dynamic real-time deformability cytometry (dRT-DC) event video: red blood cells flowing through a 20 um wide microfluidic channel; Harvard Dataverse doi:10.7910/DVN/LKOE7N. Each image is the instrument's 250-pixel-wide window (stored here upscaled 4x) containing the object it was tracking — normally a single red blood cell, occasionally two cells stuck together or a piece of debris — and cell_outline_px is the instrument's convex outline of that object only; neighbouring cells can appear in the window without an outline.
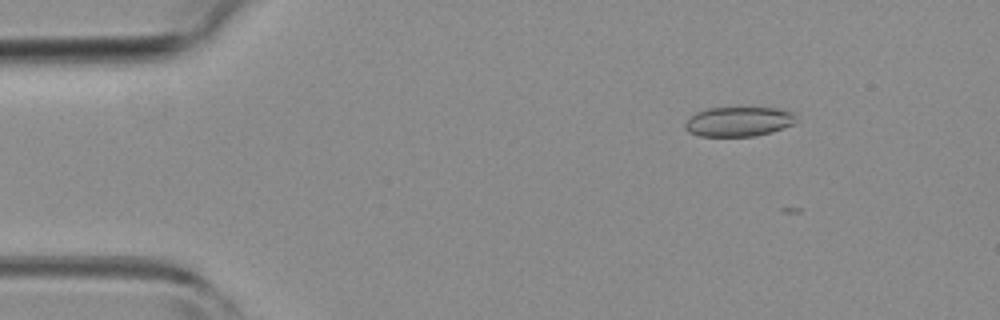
{"species": "common noctule bat (a hibernating species)", "species_latin": "Nyctalus noctula", "temperature_condition": "room temperature", "stored_images_in_passage": 3, "camera_frame_rate_fps": 3000, "um_per_image_px": 0.085, "animal": {"sex": "female", "body_mass_g": 19.3, "forearm_length_mm": 54.1}, "frame": {"image": 1, "passage_image": 1, "time_ms": 0.0, "image_size_px": [1000, 320], "cell_outline_px": [[796, 116], [792, 124], [772, 132], [756, 136], [700, 136], [688, 132], [684, 128], [684, 124], [696, 112], [708, 108], [776, 108], [792, 112]], "centroid_in_image_um": [62.75, 10.34], "position_along_channel_um": 22.2, "area_um2": 19.02}}